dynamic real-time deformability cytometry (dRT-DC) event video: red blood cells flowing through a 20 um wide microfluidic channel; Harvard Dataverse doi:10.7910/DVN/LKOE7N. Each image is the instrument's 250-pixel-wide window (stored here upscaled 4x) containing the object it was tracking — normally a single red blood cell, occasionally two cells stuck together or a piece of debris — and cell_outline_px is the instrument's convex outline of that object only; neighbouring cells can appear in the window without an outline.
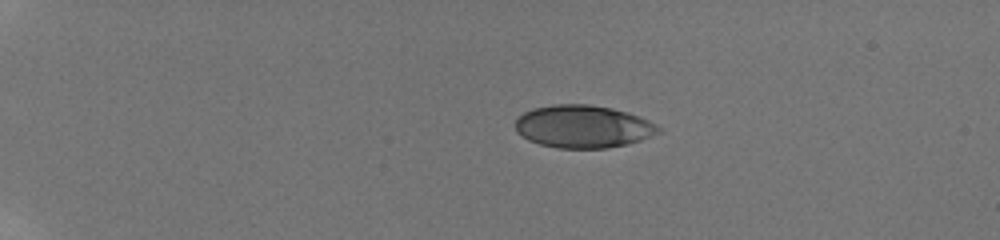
{"species": "human", "species_latin": "Homo sapiens", "temperature_condition": "room temperature", "stored_images_in_passage": 34, "camera_frame_rate_fps": 3000, "um_per_image_px": 0.085, "donor": {"sex": "male"}, "frame": {"image": 1, "passage_image": 5, "time_ms": 3.667, "image_size_px": [1000, 240], "cell_outline_px": [[664, 132], [628, 144], [608, 148], [556, 148], [540, 144], [528, 140], [516, 132], [516, 120], [524, 112], [532, 108], [552, 104], [588, 104], [612, 108], [628, 112], [648, 120], [664, 128]], "centroid_in_image_um": [49.6, 10.75], "position_along_channel_um": 35.4, "area_um2": 35.95}}
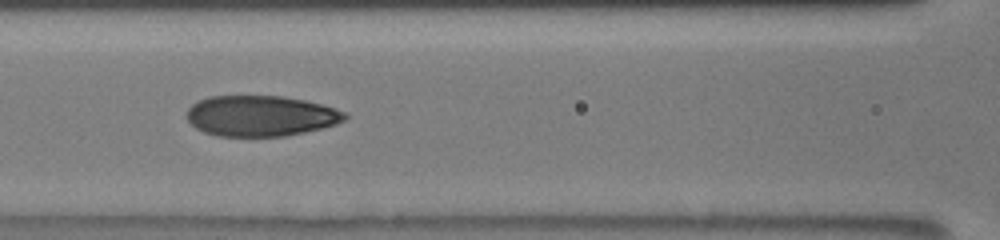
{"frame": {"image": 2, "passage_image": 15, "time_ms": 9.0, "image_size_px": [1000, 240], "cell_outline_px": [[348, 116], [344, 120], [336, 124], [304, 132], [284, 136], [216, 136], [204, 132], [196, 128], [188, 120], [188, 108], [192, 104], [208, 96], [280, 96], [304, 100], [336, 108], [348, 112]], "centroid_in_image_um": [22.17, 9.85], "position_along_channel_um": 144.4, "area_um2": 37.4}}
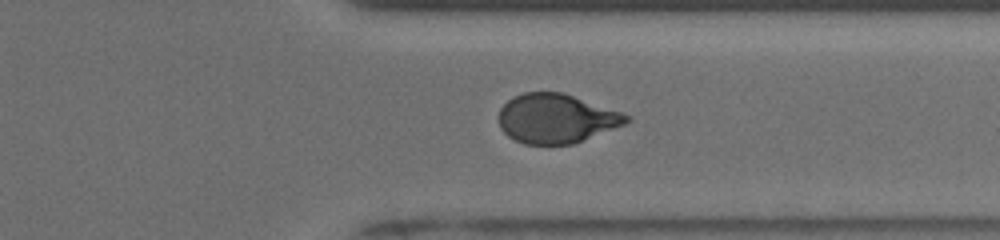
{"frame": {"image": 3, "passage_image": 32, "time_ms": 14.667, "image_size_px": [1000, 240], "cell_outline_px": [[632, 120], [624, 124], [572, 144], [524, 144], [508, 136], [500, 128], [500, 108], [512, 96], [524, 92], [560, 92], [632, 116]], "centroid_in_image_um": [47.25, 10.07], "position_along_channel_um": 364.1, "area_um2": 36.13}, "authors_computed_cell_mechanics": {"area_um2": 37.6278, "velocity_mm_per_s": 3.8807, "shape_relaxation_time_tau1_ms": 3.902, "shape_relaxation_time_tau2_ms": 0.9618, "deformation_change_tau1": 0.1839, "deformation_change_tau2": 0.0735}}